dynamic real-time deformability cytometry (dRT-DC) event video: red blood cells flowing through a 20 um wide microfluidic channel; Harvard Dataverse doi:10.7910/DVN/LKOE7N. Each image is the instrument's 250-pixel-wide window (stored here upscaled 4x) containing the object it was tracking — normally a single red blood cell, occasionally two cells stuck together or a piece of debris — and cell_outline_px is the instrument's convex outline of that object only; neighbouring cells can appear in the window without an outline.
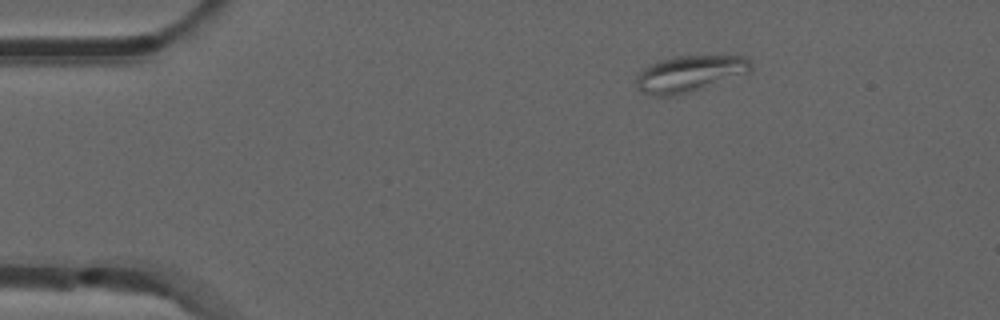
{"species": "common noctule bat (a hibernating species)", "species_latin": "Nyctalus noctula", "temperature_condition": "room temperature", "stored_images_in_passage": 46, "camera_frame_rate_fps": 3000, "um_per_image_px": 0.085, "animal": {"sex": "male", "forearm_length_mm": 52.5}, "frame": {"image": 1, "passage_image": 1, "time_ms": 0.0, "image_size_px": [1000, 320], "cell_outline_px": [[752, 72], [704, 88], [676, 96], [652, 96], [640, 92], [636, 88], [636, 76], [644, 68], [660, 60], [672, 56], [748, 56], [752, 60]], "centroid_in_image_um": [58.64, 6.28], "position_along_channel_um": 26.4, "area_um2": 24.74}}
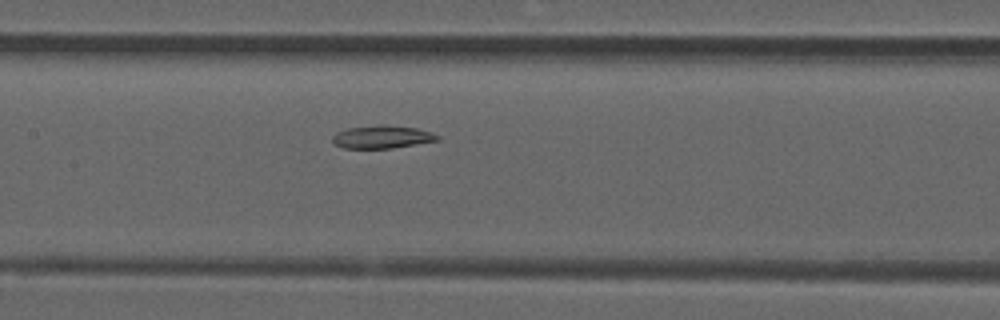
{"frame": {"image": 2, "passage_image": 18, "time_ms": 5.667, "image_size_px": [1000, 320], "cell_outline_px": [[440, 140], [392, 148], [344, 148], [336, 144], [332, 140], [332, 136], [336, 132], [348, 128], [380, 124], [384, 124], [416, 128], [432, 132], [440, 136]], "centroid_in_image_um": [32.49, 11.63], "position_along_channel_um": 174.9, "area_um2": 14.05}}
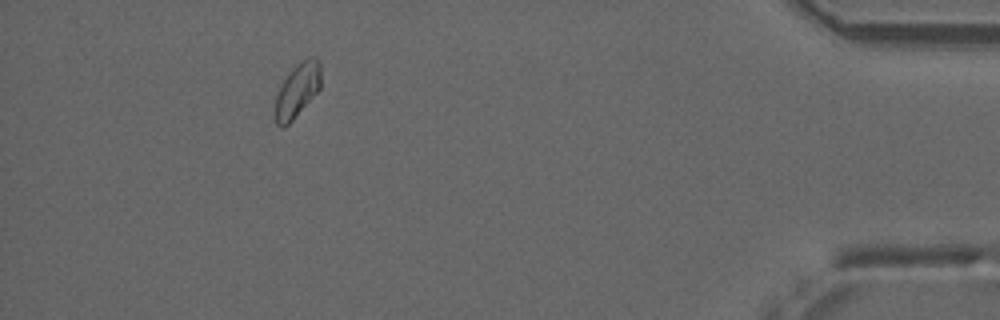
{"frame": {"image": 3, "passage_image": 41, "time_ms": 13.333, "image_size_px": [1000, 320], "cell_outline_px": [[320, 88], [292, 120], [284, 128], [280, 128], [276, 124], [272, 112], [276, 92], [280, 84], [288, 72], [300, 60], [308, 56], [316, 56], [320, 64]], "centroid_in_image_um": [25.2, 7.67], "position_along_channel_um": 410.0, "area_um2": 14.91}, "authors_computed_cell_mechanics": {"area_um2": 14.6234, "velocity_mm_per_s": 3.8283, "shape_relaxation_time_tau1_ms": null, "shape_relaxation_time_tau2_ms": 7.3531, "deformation_change_tau1": null, "deformation_change_tau2": 0.1196}}